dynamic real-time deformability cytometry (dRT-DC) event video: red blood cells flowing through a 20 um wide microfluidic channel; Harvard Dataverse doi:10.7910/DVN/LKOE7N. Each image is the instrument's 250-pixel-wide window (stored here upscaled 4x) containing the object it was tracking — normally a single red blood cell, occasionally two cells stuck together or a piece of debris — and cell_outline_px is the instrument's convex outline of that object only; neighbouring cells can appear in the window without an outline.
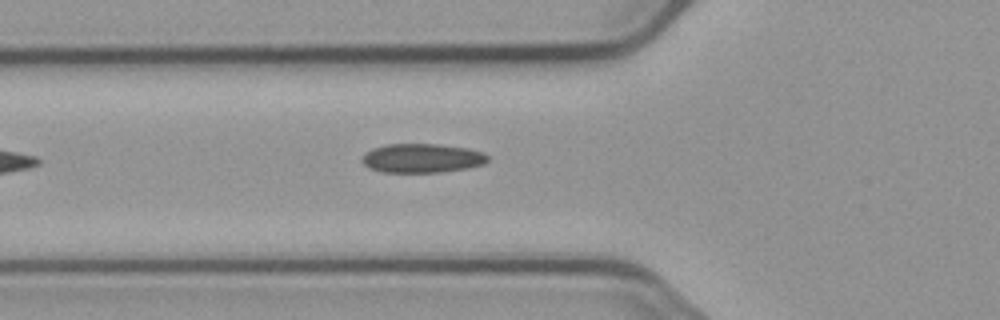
{"species": "common noctule bat (a hibernating species)", "species_latin": "Nyctalus noctula", "temperature_condition": "cold", "stored_images_in_passage": 5, "camera_frame_rate_fps": 3000, "um_per_image_px": 0.085, "animal": {"sex": "male", "body_mass_g": 23.1, "forearm_length_mm": 52.7}, "frame": {"image": 1, "passage_image": 5, "time_ms": 5.333, "image_size_px": [1000, 320], "cell_outline_px": [[488, 160], [484, 164], [468, 168], [440, 172], [384, 172], [368, 168], [360, 160], [364, 152], [372, 148], [388, 144], [440, 144], [468, 148], [484, 152], [488, 156]], "centroid_in_image_um": [35.86, 13.44], "position_along_channel_um": 89.9, "area_um2": 21.5}}